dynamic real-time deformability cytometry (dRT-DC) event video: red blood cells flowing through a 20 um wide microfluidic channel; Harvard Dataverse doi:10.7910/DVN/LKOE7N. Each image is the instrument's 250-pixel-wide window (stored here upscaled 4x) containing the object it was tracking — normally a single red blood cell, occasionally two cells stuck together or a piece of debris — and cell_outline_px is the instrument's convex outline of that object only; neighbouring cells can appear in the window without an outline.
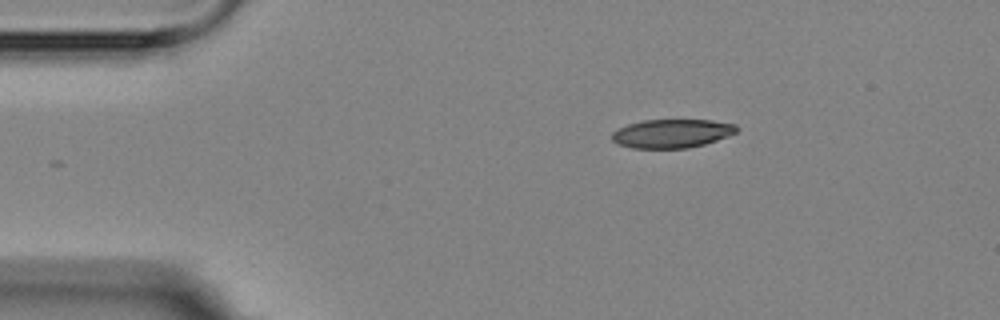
{"species": "Egyptian fruit bat (a non-hibernating species)", "species_latin": "Rousettus aegyptiacus", "temperature_condition": "room temperature", "stored_images_in_passage": 2, "camera_frame_rate_fps": 3000, "um_per_image_px": 0.085, "animal": {"sex": "female"}, "frame": {"image": 1, "passage_image": 1, "time_ms": 0.0, "image_size_px": [1000, 320], "cell_outline_px": [[740, 128], [736, 132], [728, 136], [704, 144], [688, 148], [632, 148], [620, 144], [612, 140], [612, 132], [628, 124], [644, 120], [712, 120], [736, 124]], "centroid_in_image_um": [57.14, 11.34], "position_along_channel_um": 27.9, "area_um2": 20.75}}